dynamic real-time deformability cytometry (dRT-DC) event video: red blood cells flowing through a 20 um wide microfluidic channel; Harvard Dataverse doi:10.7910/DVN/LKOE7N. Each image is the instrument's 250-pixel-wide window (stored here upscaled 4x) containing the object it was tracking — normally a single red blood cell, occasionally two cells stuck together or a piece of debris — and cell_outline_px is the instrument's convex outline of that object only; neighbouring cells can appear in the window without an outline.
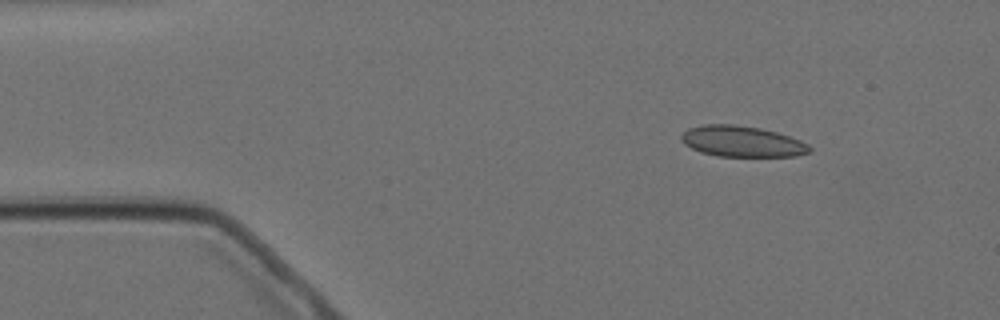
{"species": "Egyptian fruit bat (a non-hibernating species)", "species_latin": "Rousettus aegyptiacus", "temperature_condition": "cold", "stored_images_in_passage": 5, "camera_frame_rate_fps": 3000, "um_per_image_px": 0.085, "animal": {"sex": "female"}, "frame": {"image": 1, "passage_image": 2, "time_ms": 2.0, "image_size_px": [1000, 320], "cell_outline_px": [[812, 152], [796, 156], [716, 156], [700, 152], [684, 144], [680, 140], [680, 136], [688, 128], [704, 124], [732, 124], [760, 128], [776, 132], [800, 140], [808, 144], [812, 148]], "centroid_in_image_um": [63.06, 12.02], "position_along_channel_um": 21.9, "area_um2": 23.18}}
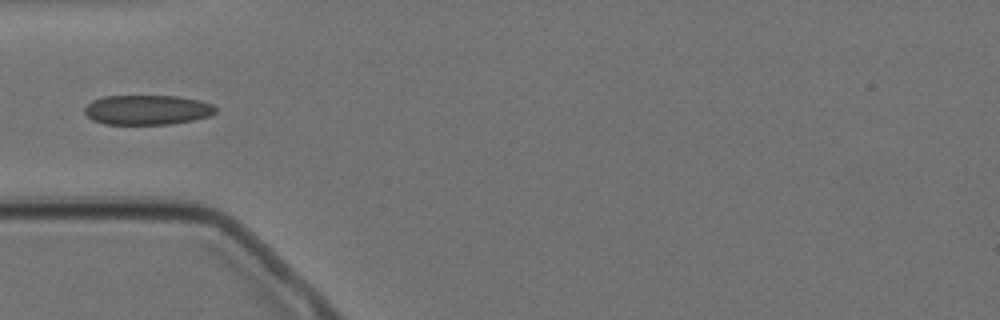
{"frame": {"image": 2, "passage_image": 5, "time_ms": 5.333, "image_size_px": [1000, 320], "cell_outline_px": [[216, 112], [208, 116], [192, 120], [172, 124], [104, 124], [92, 120], [84, 112], [84, 108], [92, 100], [104, 96], [180, 96], [200, 100], [212, 104], [216, 108]], "centroid_in_image_um": [12.51, 9.33], "position_along_channel_um": 72.5, "area_um2": 22.77}}